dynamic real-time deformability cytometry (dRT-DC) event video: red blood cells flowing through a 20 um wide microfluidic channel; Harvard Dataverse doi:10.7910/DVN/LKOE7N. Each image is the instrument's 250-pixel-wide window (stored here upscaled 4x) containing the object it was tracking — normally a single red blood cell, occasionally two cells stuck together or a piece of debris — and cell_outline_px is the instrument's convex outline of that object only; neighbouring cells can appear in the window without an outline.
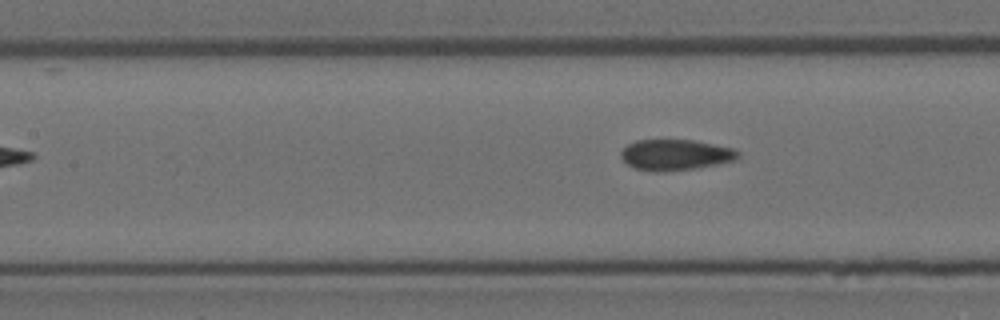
{"species": "Egyptian fruit bat (a non-hibernating species)", "species_latin": "Rousettus aegyptiacus", "temperature_condition": "room temperature", "stored_images_in_passage": 6, "camera_frame_rate_fps": 3000, "um_per_image_px": 0.085, "animal": {"sex": "female"}, "frame": {"image": 1, "passage_image": 6, "time_ms": 5.667, "image_size_px": [1000, 320], "cell_outline_px": [[740, 156], [736, 160], [716, 164], [692, 168], [660, 172], [656, 172], [636, 168], [628, 164], [620, 156], [620, 152], [628, 144], [636, 140], [692, 140], [732, 148], [740, 152]], "centroid_in_image_um": [57.4, 13.15], "position_along_channel_um": 150.0, "area_um2": 20.75}}